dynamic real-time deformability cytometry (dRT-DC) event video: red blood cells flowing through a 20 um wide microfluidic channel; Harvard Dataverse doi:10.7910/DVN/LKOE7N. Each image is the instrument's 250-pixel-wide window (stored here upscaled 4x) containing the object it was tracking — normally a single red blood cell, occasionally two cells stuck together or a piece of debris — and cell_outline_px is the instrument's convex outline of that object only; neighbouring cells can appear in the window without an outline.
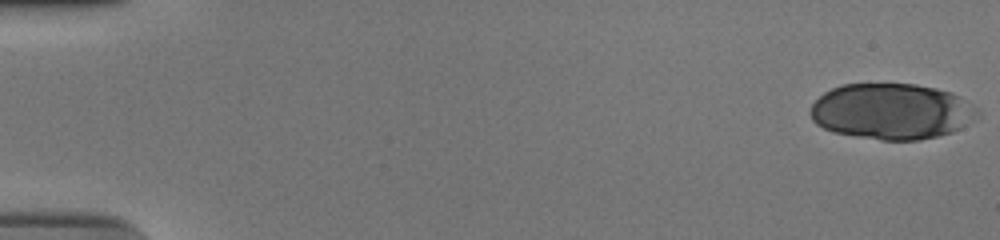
{"species": "human", "species_latin": "Homo sapiens", "temperature_condition": "cold", "stored_images_in_passage": 54, "camera_frame_rate_fps": 3000, "um_per_image_px": 0.085, "donor": {"sex": "male"}, "frame": {"image": 1, "passage_image": 1, "time_ms": 0.0, "image_size_px": [1000, 240], "cell_outline_px": [[980, 116], [968, 124], [952, 132], [920, 140], [880, 140], [832, 132], [816, 124], [812, 120], [808, 112], [812, 104], [824, 92], [832, 88], [844, 84], [916, 84], [936, 88], [952, 92], [960, 96], [980, 108]], "centroid_in_image_um": [75.82, 9.47], "position_along_channel_um": 9.2, "area_um2": 54.97}}
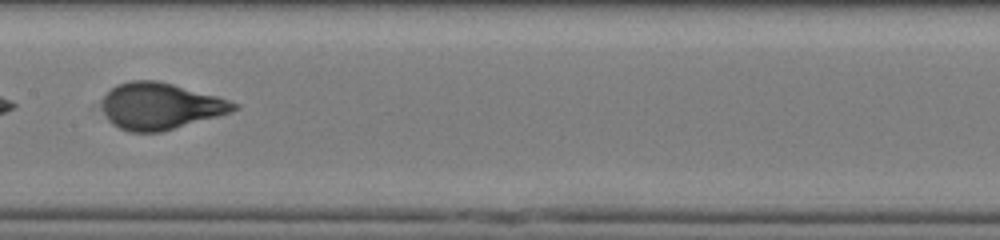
{"frame": {"image": 2, "passage_image": 30, "time_ms": 9.667, "image_size_px": [1000, 240], "cell_outline_px": [[240, 108], [232, 112], [160, 132], [128, 132], [112, 124], [108, 120], [104, 112], [100, 100], [116, 84], [132, 80], [156, 80], [172, 84], [216, 96], [240, 104]], "centroid_in_image_um": [13.61, 9.02], "position_along_channel_um": 193.8, "area_um2": 35.66}}
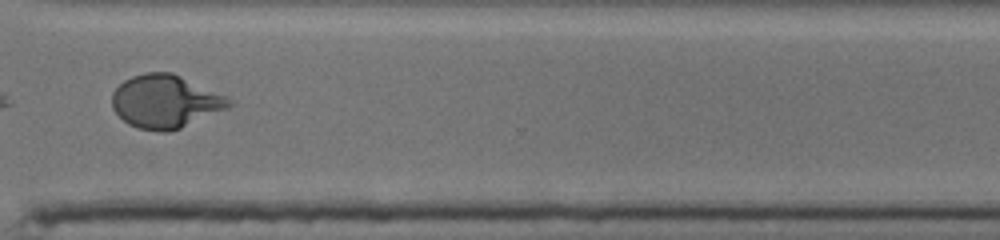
{"frame": {"image": 3, "passage_image": 43, "time_ms": 14.0, "image_size_px": [1000, 240], "cell_outline_px": [[236, 104], [228, 108], [180, 128], [168, 132], [160, 132], [136, 128], [128, 124], [112, 108], [112, 92], [124, 80], [132, 76], [144, 72], [172, 72], [228, 96]], "centroid_in_image_um": [14.07, 8.62], "position_along_channel_um": 356.5, "area_um2": 36.47}, "authors_computed_cell_mechanics": {"area_um2": 36.0672, "velocity_mm_per_s": 3.7519, "shape_relaxation_time_tau1_ms": 3.0715, "shape_relaxation_time_tau2_ms": null, "deformation_change_tau1": 0.1839, "deformation_change_tau2": null}}